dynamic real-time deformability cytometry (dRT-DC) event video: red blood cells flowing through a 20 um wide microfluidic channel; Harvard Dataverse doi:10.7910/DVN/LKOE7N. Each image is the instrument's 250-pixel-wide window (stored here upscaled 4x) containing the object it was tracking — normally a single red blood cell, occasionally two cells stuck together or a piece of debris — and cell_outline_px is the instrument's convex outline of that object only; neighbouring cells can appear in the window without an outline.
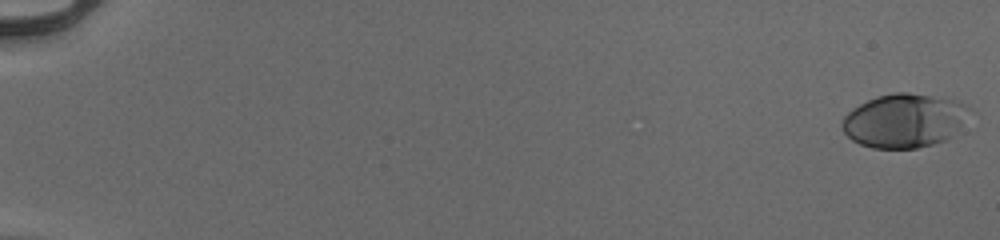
{"species": "human", "species_latin": "Homo sapiens", "temperature_condition": "cold", "stored_images_in_passage": 55, "camera_frame_rate_fps": 3000, "um_per_image_px": 0.085, "donor": {"sex": "male"}, "frame": {"image": 1, "passage_image": 1, "time_ms": 0.0, "image_size_px": [1000, 240], "cell_outline_px": [[976, 112], [948, 140], [916, 148], [872, 148], [860, 144], [852, 140], [840, 128], [840, 124], [844, 116], [852, 108], [876, 96], [896, 92], [908, 92], [960, 100], [972, 108]], "centroid_in_image_um": [76.94, 10.24], "position_along_channel_um": 8.1, "area_um2": 40.86}}
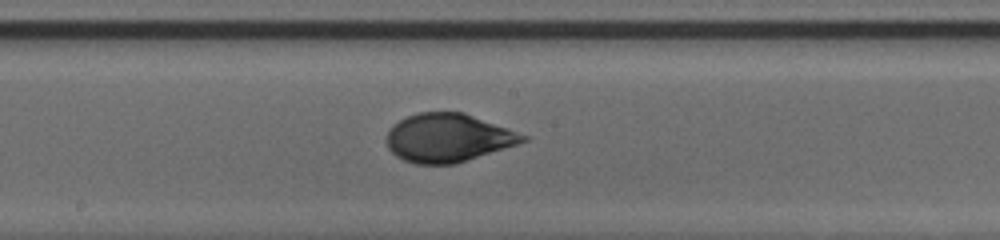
{"frame": {"image": 2, "passage_image": 32, "time_ms": 10.333, "image_size_px": [1000, 240], "cell_outline_px": [[528, 140], [456, 164], [416, 164], [404, 160], [396, 156], [388, 148], [384, 140], [388, 128], [392, 124], [408, 116], [420, 112], [464, 112], [508, 128], [528, 136]], "centroid_in_image_um": [38.03, 11.71], "position_along_channel_um": 210.2, "area_um2": 38.49}}
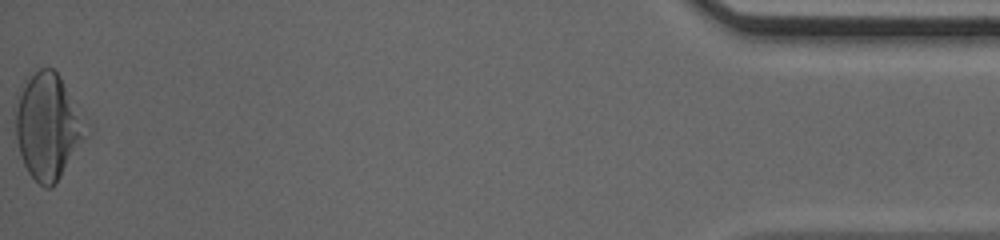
{"frame": {"image": 3, "passage_image": 55, "time_ms": 18.0, "image_size_px": [1000, 240], "cell_outline_px": [[88, 136], [56, 184], [52, 188], [44, 188], [28, 172], [24, 164], [20, 152], [16, 136], [12, 108], [16, 92], [40, 68], [52, 68], [60, 76], [88, 132]], "centroid_in_image_um": [4.01, 10.77], "position_along_channel_um": 431.2, "area_um2": 43.29}, "authors_computed_cell_mechanics": {"area_um2": 37.9168, "velocity_mm_per_s": 3.9561, "shape_relaxation_time_tau1_ms": 5.86, "shape_relaxation_time_tau2_ms": null, "deformation_change_tau1": 0.1907, "deformation_change_tau2": null}}